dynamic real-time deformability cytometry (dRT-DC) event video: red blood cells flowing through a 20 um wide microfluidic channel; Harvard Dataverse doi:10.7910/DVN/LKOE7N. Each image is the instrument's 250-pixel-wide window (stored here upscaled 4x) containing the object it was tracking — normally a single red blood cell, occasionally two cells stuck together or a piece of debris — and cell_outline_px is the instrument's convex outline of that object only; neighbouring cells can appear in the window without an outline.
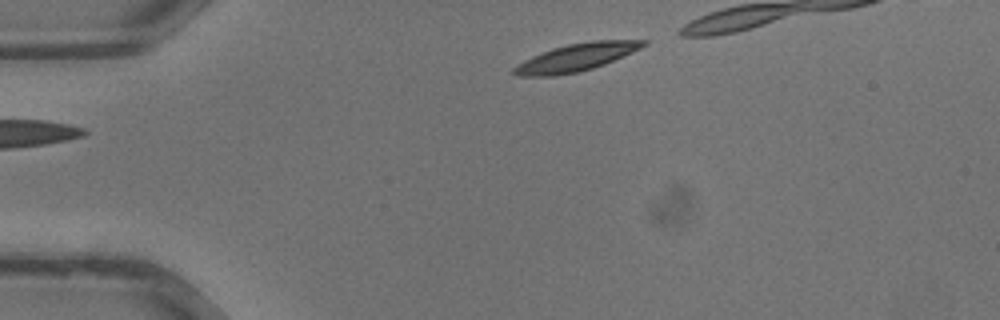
{"species": "common noctule bat (a hibernating species)", "species_latin": "Nyctalus noctula", "temperature_condition": "warm", "stored_images_in_passage": 16, "camera_frame_rate_fps": 3000, "um_per_image_px": 0.085, "animal": {"sex": "male", "body_mass_g": 13.3}, "frame": {"image": 1, "passage_image": 1, "time_ms": 0.0, "image_size_px": [1000, 320], "cell_outline_px": [[648, 44], [624, 56], [604, 64], [592, 68], [576, 72], [552, 76], [516, 76], [512, 72], [512, 68], [524, 60], [532, 56], [552, 48], [568, 44], [592, 40], [648, 40]], "centroid_in_image_um": [48.97, 4.87], "position_along_channel_um": 36.0, "area_um2": 20.69}}
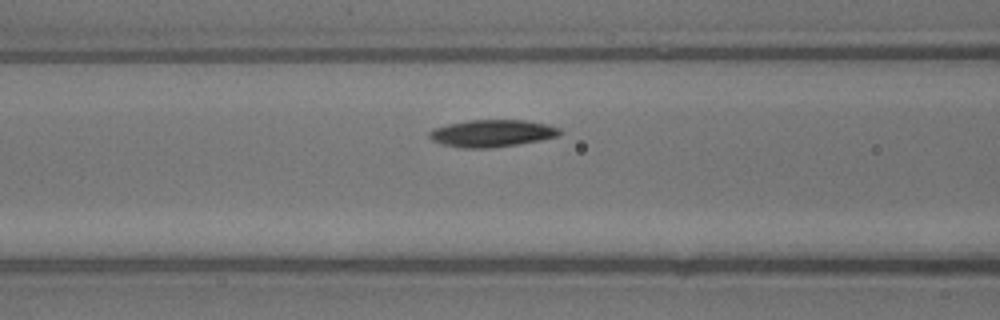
{"frame": {"image": 2, "passage_image": 8, "time_ms": 2.333, "image_size_px": [1000, 320], "cell_outline_px": [[564, 132], [560, 136], [540, 140], [492, 148], [460, 148], [440, 144], [432, 140], [428, 136], [428, 132], [432, 128], [448, 124], [468, 120], [524, 120], [548, 124], [560, 128]], "centroid_in_image_um": [41.82, 11.33], "position_along_channel_um": 124.8, "area_um2": 20.92}}
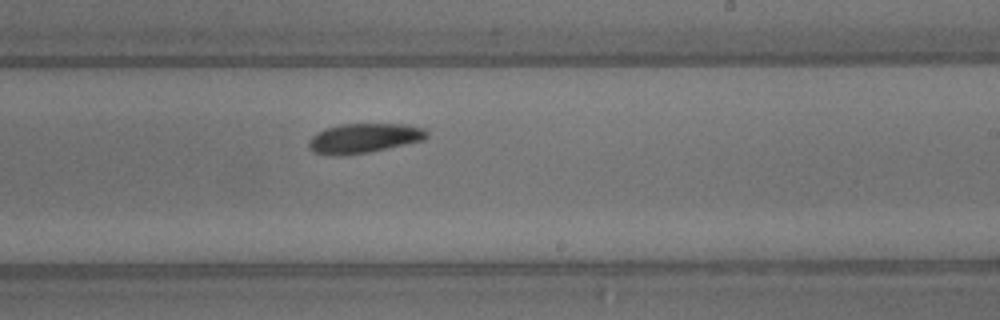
{"frame": {"image": 3, "passage_image": 15, "time_ms": 4.667, "image_size_px": [1000, 320], "cell_outline_px": [[428, 136], [424, 140], [368, 152], [340, 156], [336, 156], [316, 152], [308, 148], [308, 140], [316, 132], [324, 128], [340, 124], [408, 124], [424, 128], [428, 132]], "centroid_in_image_um": [30.92, 11.73], "position_along_channel_um": 258.1, "area_um2": 20.46}}